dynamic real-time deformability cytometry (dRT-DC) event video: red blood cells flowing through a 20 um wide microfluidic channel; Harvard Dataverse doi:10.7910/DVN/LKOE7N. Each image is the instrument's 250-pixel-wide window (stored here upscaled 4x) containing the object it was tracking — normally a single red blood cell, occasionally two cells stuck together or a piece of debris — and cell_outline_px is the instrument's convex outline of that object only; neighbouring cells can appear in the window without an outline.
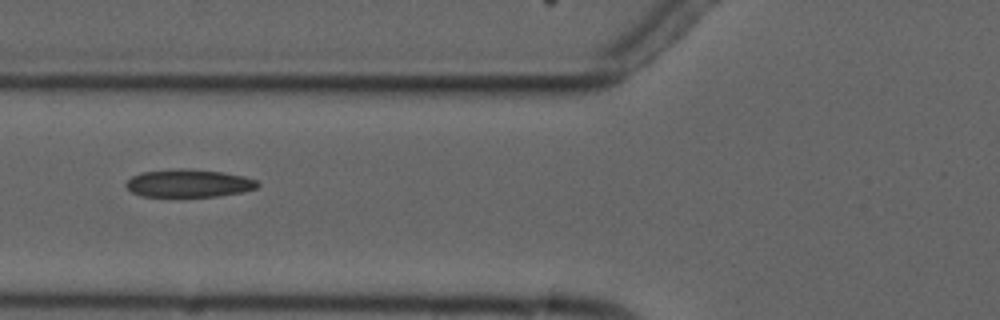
{"species": "common noctule bat (a hibernating species)", "species_latin": "Nyctalus noctula", "temperature_condition": "cold", "stored_images_in_passage": 6, "camera_frame_rate_fps": 3000, "um_per_image_px": 0.085, "animal": {"sex": "male", "forearm_length_mm": 52.5}, "frame": {"image": 1, "passage_image": 4, "time_ms": 3.667, "image_size_px": [1000, 320], "cell_outline_px": [[260, 184], [256, 188], [244, 192], [216, 196], [140, 196], [132, 192], [124, 184], [132, 176], [140, 172], [176, 168], [188, 168], [224, 172], [244, 176], [256, 180]], "centroid_in_image_um": [16.04, 15.56], "position_along_channel_um": 109.8, "area_um2": 21.5}}
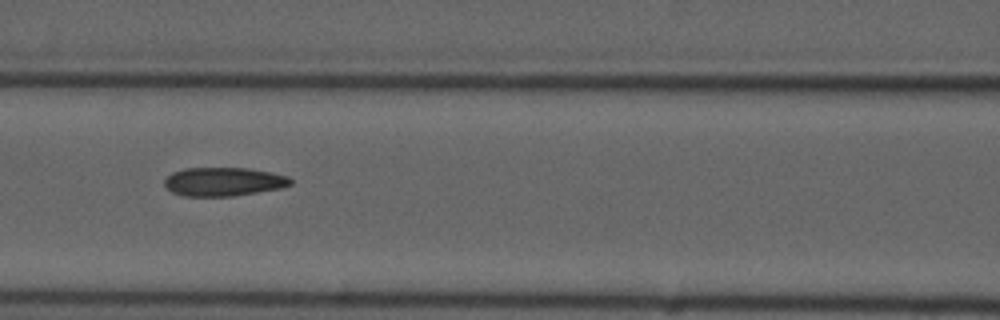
{"frame": {"image": 2, "passage_image": 5, "time_ms": 4.667, "image_size_px": [1000, 320], "cell_outline_px": [[292, 184], [280, 188], [232, 196], [184, 196], [172, 192], [164, 184], [164, 180], [172, 172], [184, 168], [248, 168], [272, 172], [288, 176], [292, 180]], "centroid_in_image_um": [19.0, 15.43], "position_along_channel_um": 147.6, "area_um2": 21.04}}
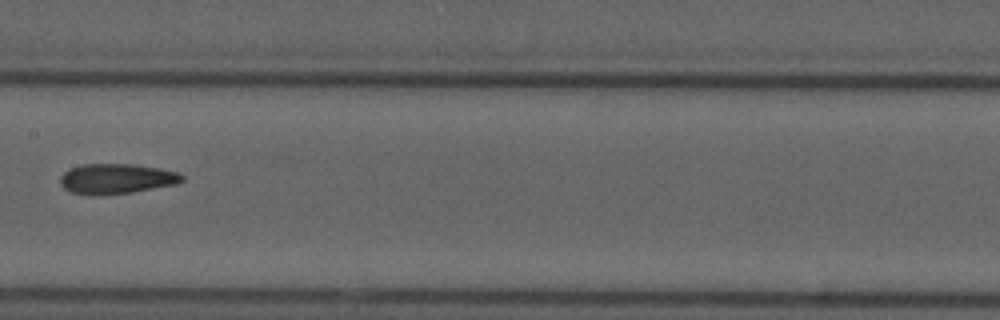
{"frame": {"image": 3, "passage_image": 6, "time_ms": 6.0, "image_size_px": [1000, 320], "cell_outline_px": [[184, 180], [176, 184], [132, 192], [92, 196], [72, 192], [64, 188], [60, 184], [60, 176], [64, 172], [72, 168], [84, 164], [132, 164], [160, 168], [176, 172], [184, 176]], "centroid_in_image_um": [9.89, 15.2], "position_along_channel_um": 197.5, "area_um2": 21.33}}